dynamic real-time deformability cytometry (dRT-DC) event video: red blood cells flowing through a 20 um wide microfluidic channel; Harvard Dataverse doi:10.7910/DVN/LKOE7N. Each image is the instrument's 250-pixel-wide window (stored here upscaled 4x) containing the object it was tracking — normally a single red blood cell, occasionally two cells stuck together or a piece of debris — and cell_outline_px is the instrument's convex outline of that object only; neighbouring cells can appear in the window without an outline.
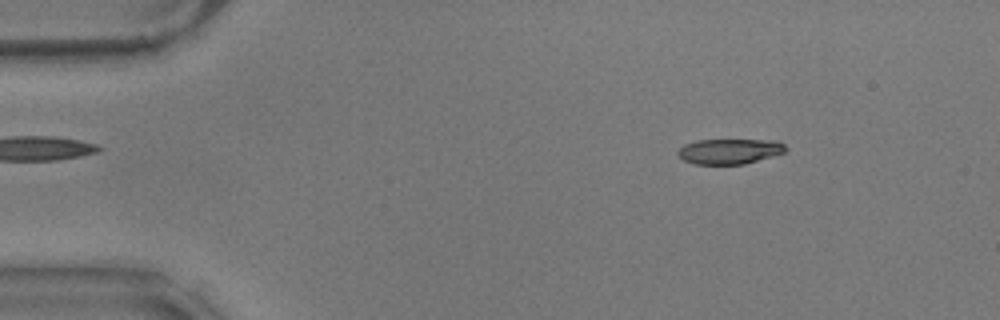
{"species": "common noctule bat (a hibernating species)", "species_latin": "Nyctalus noctula", "temperature_condition": "warm", "stored_images_in_passage": 56, "camera_frame_rate_fps": 3000, "um_per_image_px": 0.085, "animal": {"sex": "male", "body_mass_g": 17.9}, "frame": {"image": 1, "passage_image": 7, "time_ms": 2.0, "image_size_px": [1000, 320], "cell_outline_px": [[788, 148], [784, 152], [772, 156], [744, 164], [692, 164], [676, 156], [676, 152], [684, 144], [696, 140], [776, 140], [784, 144]], "centroid_in_image_um": [61.97, 12.86], "position_along_channel_um": 23.0, "area_um2": 15.95}}
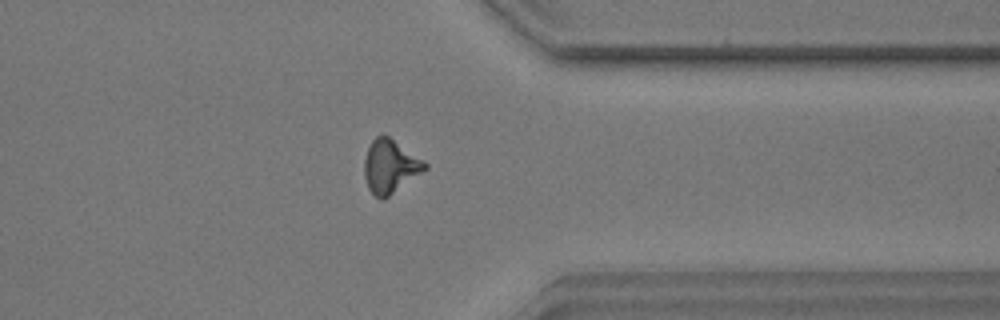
{"frame": {"image": 2, "passage_image": 44, "time_ms": 14.333, "image_size_px": [1000, 320], "cell_outline_px": [[428, 168], [384, 200], [380, 200], [368, 188], [364, 176], [364, 160], [368, 148], [372, 140], [376, 136], [388, 136], [424, 160], [428, 164]], "centroid_in_image_um": [33.17, 14.16], "position_along_channel_um": 378.2, "area_um2": 18.79}}
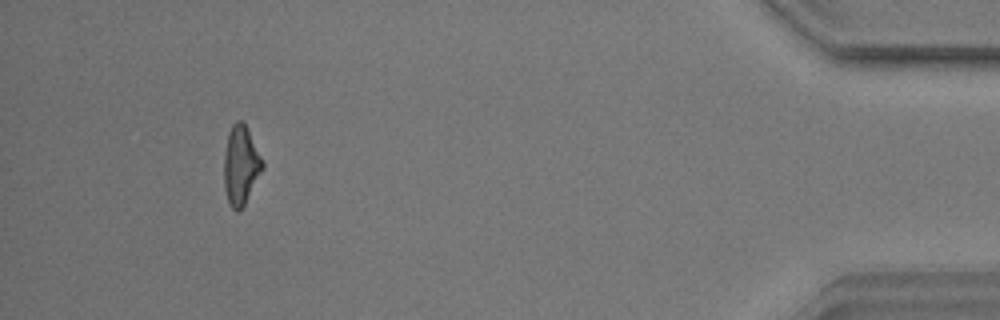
{"frame": {"image": 3, "passage_image": 52, "time_ms": 17.0, "image_size_px": [1000, 320], "cell_outline_px": [[264, 168], [240, 212], [236, 212], [228, 204], [224, 188], [224, 152], [228, 132], [232, 124], [236, 120], [244, 120], [264, 160]], "centroid_in_image_um": [20.47, 14.02], "position_along_channel_um": 414.7, "area_um2": 18.26}, "authors_computed_cell_mechanics": {"area_um2": 17.8024, "velocity_mm_per_s": 3.5455, "shape_relaxation_time_tau1_ms": 7.6554, "shape_relaxation_time_tau2_ms": 2.7867, "deformation_change_tau1": 0.2227, "deformation_change_tau2": 0.1089}}